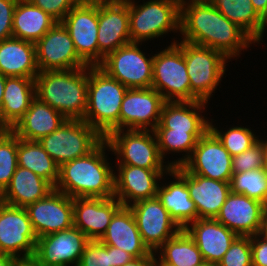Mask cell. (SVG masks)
I'll use <instances>...</instances> for the list:
<instances>
[{
  "label": "cell",
  "mask_w": 267,
  "mask_h": 266,
  "mask_svg": "<svg viewBox=\"0 0 267 266\" xmlns=\"http://www.w3.org/2000/svg\"><path fill=\"white\" fill-rule=\"evenodd\" d=\"M134 257L124 250L111 246V259L113 266H123Z\"/></svg>",
  "instance_id": "46"
},
{
  "label": "cell",
  "mask_w": 267,
  "mask_h": 266,
  "mask_svg": "<svg viewBox=\"0 0 267 266\" xmlns=\"http://www.w3.org/2000/svg\"><path fill=\"white\" fill-rule=\"evenodd\" d=\"M37 239L26 209L0 201V254L34 256Z\"/></svg>",
  "instance_id": "11"
},
{
  "label": "cell",
  "mask_w": 267,
  "mask_h": 266,
  "mask_svg": "<svg viewBox=\"0 0 267 266\" xmlns=\"http://www.w3.org/2000/svg\"><path fill=\"white\" fill-rule=\"evenodd\" d=\"M153 132L157 139L160 155L165 162L167 154L173 152L174 154L178 153L180 155L181 153L182 157L173 161H167L171 168L181 167L191 156L197 141L206 133L171 132V129H154Z\"/></svg>",
  "instance_id": "36"
},
{
  "label": "cell",
  "mask_w": 267,
  "mask_h": 266,
  "mask_svg": "<svg viewBox=\"0 0 267 266\" xmlns=\"http://www.w3.org/2000/svg\"><path fill=\"white\" fill-rule=\"evenodd\" d=\"M89 238L78 228L39 237L34 257L41 266H77Z\"/></svg>",
  "instance_id": "17"
},
{
  "label": "cell",
  "mask_w": 267,
  "mask_h": 266,
  "mask_svg": "<svg viewBox=\"0 0 267 266\" xmlns=\"http://www.w3.org/2000/svg\"><path fill=\"white\" fill-rule=\"evenodd\" d=\"M266 27H267V13L262 18L261 40L260 42L257 43V45L260 44L261 41L263 42V37H264V32L266 31Z\"/></svg>",
  "instance_id": "53"
},
{
  "label": "cell",
  "mask_w": 267,
  "mask_h": 266,
  "mask_svg": "<svg viewBox=\"0 0 267 266\" xmlns=\"http://www.w3.org/2000/svg\"><path fill=\"white\" fill-rule=\"evenodd\" d=\"M115 167L117 170H114V197L126 207L157 196L159 183L167 178L166 175L171 170L145 169L132 165Z\"/></svg>",
  "instance_id": "20"
},
{
  "label": "cell",
  "mask_w": 267,
  "mask_h": 266,
  "mask_svg": "<svg viewBox=\"0 0 267 266\" xmlns=\"http://www.w3.org/2000/svg\"><path fill=\"white\" fill-rule=\"evenodd\" d=\"M208 102L165 101L160 122L154 129H171V132H207L210 120L202 115ZM207 106V107H206Z\"/></svg>",
  "instance_id": "25"
},
{
  "label": "cell",
  "mask_w": 267,
  "mask_h": 266,
  "mask_svg": "<svg viewBox=\"0 0 267 266\" xmlns=\"http://www.w3.org/2000/svg\"><path fill=\"white\" fill-rule=\"evenodd\" d=\"M127 89L99 66H88L87 108L83 120L104 138L119 130V114Z\"/></svg>",
  "instance_id": "4"
},
{
  "label": "cell",
  "mask_w": 267,
  "mask_h": 266,
  "mask_svg": "<svg viewBox=\"0 0 267 266\" xmlns=\"http://www.w3.org/2000/svg\"><path fill=\"white\" fill-rule=\"evenodd\" d=\"M77 266H113L111 246L104 245L99 240H90Z\"/></svg>",
  "instance_id": "41"
},
{
  "label": "cell",
  "mask_w": 267,
  "mask_h": 266,
  "mask_svg": "<svg viewBox=\"0 0 267 266\" xmlns=\"http://www.w3.org/2000/svg\"><path fill=\"white\" fill-rule=\"evenodd\" d=\"M105 138L84 120L67 119L39 143L60 166L93 151Z\"/></svg>",
  "instance_id": "9"
},
{
  "label": "cell",
  "mask_w": 267,
  "mask_h": 266,
  "mask_svg": "<svg viewBox=\"0 0 267 266\" xmlns=\"http://www.w3.org/2000/svg\"><path fill=\"white\" fill-rule=\"evenodd\" d=\"M18 0H0V41L13 37V13Z\"/></svg>",
  "instance_id": "44"
},
{
  "label": "cell",
  "mask_w": 267,
  "mask_h": 266,
  "mask_svg": "<svg viewBox=\"0 0 267 266\" xmlns=\"http://www.w3.org/2000/svg\"><path fill=\"white\" fill-rule=\"evenodd\" d=\"M98 66L104 58L131 42L129 0L98 2Z\"/></svg>",
  "instance_id": "16"
},
{
  "label": "cell",
  "mask_w": 267,
  "mask_h": 266,
  "mask_svg": "<svg viewBox=\"0 0 267 266\" xmlns=\"http://www.w3.org/2000/svg\"><path fill=\"white\" fill-rule=\"evenodd\" d=\"M4 130H6V129L0 124V134H1Z\"/></svg>",
  "instance_id": "58"
},
{
  "label": "cell",
  "mask_w": 267,
  "mask_h": 266,
  "mask_svg": "<svg viewBox=\"0 0 267 266\" xmlns=\"http://www.w3.org/2000/svg\"><path fill=\"white\" fill-rule=\"evenodd\" d=\"M167 176L172 177L173 181H166V183L162 181L157 188V197L170 217L181 229H184L189 223L198 219L197 208L190 198L186 182L173 169L167 173Z\"/></svg>",
  "instance_id": "27"
},
{
  "label": "cell",
  "mask_w": 267,
  "mask_h": 266,
  "mask_svg": "<svg viewBox=\"0 0 267 266\" xmlns=\"http://www.w3.org/2000/svg\"><path fill=\"white\" fill-rule=\"evenodd\" d=\"M213 120L210 119L209 129L217 136L232 157L246 151L259 139V136L250 127L233 125L228 129L225 128L226 130L223 131L215 126L216 124L213 123Z\"/></svg>",
  "instance_id": "37"
},
{
  "label": "cell",
  "mask_w": 267,
  "mask_h": 266,
  "mask_svg": "<svg viewBox=\"0 0 267 266\" xmlns=\"http://www.w3.org/2000/svg\"><path fill=\"white\" fill-rule=\"evenodd\" d=\"M191 101L208 102L226 75L228 59L219 51L183 41Z\"/></svg>",
  "instance_id": "6"
},
{
  "label": "cell",
  "mask_w": 267,
  "mask_h": 266,
  "mask_svg": "<svg viewBox=\"0 0 267 266\" xmlns=\"http://www.w3.org/2000/svg\"><path fill=\"white\" fill-rule=\"evenodd\" d=\"M263 165L262 144L258 140L246 151L232 157V172L240 173L261 169Z\"/></svg>",
  "instance_id": "42"
},
{
  "label": "cell",
  "mask_w": 267,
  "mask_h": 266,
  "mask_svg": "<svg viewBox=\"0 0 267 266\" xmlns=\"http://www.w3.org/2000/svg\"><path fill=\"white\" fill-rule=\"evenodd\" d=\"M165 100L153 88L127 89L119 114V130H151L160 122Z\"/></svg>",
  "instance_id": "14"
},
{
  "label": "cell",
  "mask_w": 267,
  "mask_h": 266,
  "mask_svg": "<svg viewBox=\"0 0 267 266\" xmlns=\"http://www.w3.org/2000/svg\"><path fill=\"white\" fill-rule=\"evenodd\" d=\"M154 254V264L197 266L204 262L199 248L184 229L167 240Z\"/></svg>",
  "instance_id": "33"
},
{
  "label": "cell",
  "mask_w": 267,
  "mask_h": 266,
  "mask_svg": "<svg viewBox=\"0 0 267 266\" xmlns=\"http://www.w3.org/2000/svg\"><path fill=\"white\" fill-rule=\"evenodd\" d=\"M66 120L60 112L35 97L11 131L18 138L39 141L58 129Z\"/></svg>",
  "instance_id": "28"
},
{
  "label": "cell",
  "mask_w": 267,
  "mask_h": 266,
  "mask_svg": "<svg viewBox=\"0 0 267 266\" xmlns=\"http://www.w3.org/2000/svg\"><path fill=\"white\" fill-rule=\"evenodd\" d=\"M111 150L104 139L93 151L83 157L59 166L55 189L71 198L114 197V169L109 155Z\"/></svg>",
  "instance_id": "2"
},
{
  "label": "cell",
  "mask_w": 267,
  "mask_h": 266,
  "mask_svg": "<svg viewBox=\"0 0 267 266\" xmlns=\"http://www.w3.org/2000/svg\"><path fill=\"white\" fill-rule=\"evenodd\" d=\"M25 209L38 238L74 226L73 198L55 188Z\"/></svg>",
  "instance_id": "21"
},
{
  "label": "cell",
  "mask_w": 267,
  "mask_h": 266,
  "mask_svg": "<svg viewBox=\"0 0 267 266\" xmlns=\"http://www.w3.org/2000/svg\"><path fill=\"white\" fill-rule=\"evenodd\" d=\"M110 152L114 165H132L145 169H172L160 155L157 139L151 130H117L109 133Z\"/></svg>",
  "instance_id": "8"
},
{
  "label": "cell",
  "mask_w": 267,
  "mask_h": 266,
  "mask_svg": "<svg viewBox=\"0 0 267 266\" xmlns=\"http://www.w3.org/2000/svg\"><path fill=\"white\" fill-rule=\"evenodd\" d=\"M35 97V79L6 77L0 124L11 130L24 116Z\"/></svg>",
  "instance_id": "31"
},
{
  "label": "cell",
  "mask_w": 267,
  "mask_h": 266,
  "mask_svg": "<svg viewBox=\"0 0 267 266\" xmlns=\"http://www.w3.org/2000/svg\"><path fill=\"white\" fill-rule=\"evenodd\" d=\"M18 166L33 171L55 187L59 177V165L43 149L39 141L17 137Z\"/></svg>",
  "instance_id": "34"
},
{
  "label": "cell",
  "mask_w": 267,
  "mask_h": 266,
  "mask_svg": "<svg viewBox=\"0 0 267 266\" xmlns=\"http://www.w3.org/2000/svg\"><path fill=\"white\" fill-rule=\"evenodd\" d=\"M122 206L115 197L73 198L74 227L81 230L89 240H100L112 217Z\"/></svg>",
  "instance_id": "22"
},
{
  "label": "cell",
  "mask_w": 267,
  "mask_h": 266,
  "mask_svg": "<svg viewBox=\"0 0 267 266\" xmlns=\"http://www.w3.org/2000/svg\"><path fill=\"white\" fill-rule=\"evenodd\" d=\"M36 62L40 72L69 70L87 67L78 56L72 38L61 22L54 26L35 43Z\"/></svg>",
  "instance_id": "18"
},
{
  "label": "cell",
  "mask_w": 267,
  "mask_h": 266,
  "mask_svg": "<svg viewBox=\"0 0 267 266\" xmlns=\"http://www.w3.org/2000/svg\"><path fill=\"white\" fill-rule=\"evenodd\" d=\"M141 45L129 43L118 48L109 53L99 67L128 89L151 88L154 54L146 55Z\"/></svg>",
  "instance_id": "10"
},
{
  "label": "cell",
  "mask_w": 267,
  "mask_h": 266,
  "mask_svg": "<svg viewBox=\"0 0 267 266\" xmlns=\"http://www.w3.org/2000/svg\"><path fill=\"white\" fill-rule=\"evenodd\" d=\"M222 15L242 29L257 45L261 40L262 17L251 0H212Z\"/></svg>",
  "instance_id": "35"
},
{
  "label": "cell",
  "mask_w": 267,
  "mask_h": 266,
  "mask_svg": "<svg viewBox=\"0 0 267 266\" xmlns=\"http://www.w3.org/2000/svg\"><path fill=\"white\" fill-rule=\"evenodd\" d=\"M88 66L39 72L35 95L66 119L83 120L87 108Z\"/></svg>",
  "instance_id": "3"
},
{
  "label": "cell",
  "mask_w": 267,
  "mask_h": 266,
  "mask_svg": "<svg viewBox=\"0 0 267 266\" xmlns=\"http://www.w3.org/2000/svg\"><path fill=\"white\" fill-rule=\"evenodd\" d=\"M256 12L263 18L267 13V0H251Z\"/></svg>",
  "instance_id": "49"
},
{
  "label": "cell",
  "mask_w": 267,
  "mask_h": 266,
  "mask_svg": "<svg viewBox=\"0 0 267 266\" xmlns=\"http://www.w3.org/2000/svg\"><path fill=\"white\" fill-rule=\"evenodd\" d=\"M78 2L86 3H97V2H110V1H119V0H77Z\"/></svg>",
  "instance_id": "55"
},
{
  "label": "cell",
  "mask_w": 267,
  "mask_h": 266,
  "mask_svg": "<svg viewBox=\"0 0 267 266\" xmlns=\"http://www.w3.org/2000/svg\"><path fill=\"white\" fill-rule=\"evenodd\" d=\"M184 230L194 240L203 260L218 264L237 235L215 218L197 219Z\"/></svg>",
  "instance_id": "24"
},
{
  "label": "cell",
  "mask_w": 267,
  "mask_h": 266,
  "mask_svg": "<svg viewBox=\"0 0 267 266\" xmlns=\"http://www.w3.org/2000/svg\"><path fill=\"white\" fill-rule=\"evenodd\" d=\"M185 42L221 52L230 61L256 43L210 2L180 7V35Z\"/></svg>",
  "instance_id": "1"
},
{
  "label": "cell",
  "mask_w": 267,
  "mask_h": 266,
  "mask_svg": "<svg viewBox=\"0 0 267 266\" xmlns=\"http://www.w3.org/2000/svg\"><path fill=\"white\" fill-rule=\"evenodd\" d=\"M252 266H267V236L262 232L251 236Z\"/></svg>",
  "instance_id": "45"
},
{
  "label": "cell",
  "mask_w": 267,
  "mask_h": 266,
  "mask_svg": "<svg viewBox=\"0 0 267 266\" xmlns=\"http://www.w3.org/2000/svg\"><path fill=\"white\" fill-rule=\"evenodd\" d=\"M197 266H218V265L215 263H210V262L204 261L203 263H201L200 265H197Z\"/></svg>",
  "instance_id": "56"
},
{
  "label": "cell",
  "mask_w": 267,
  "mask_h": 266,
  "mask_svg": "<svg viewBox=\"0 0 267 266\" xmlns=\"http://www.w3.org/2000/svg\"><path fill=\"white\" fill-rule=\"evenodd\" d=\"M99 241L104 245L120 248L134 258L150 257L153 254L143 243L134 215L126 206H122L114 214Z\"/></svg>",
  "instance_id": "26"
},
{
  "label": "cell",
  "mask_w": 267,
  "mask_h": 266,
  "mask_svg": "<svg viewBox=\"0 0 267 266\" xmlns=\"http://www.w3.org/2000/svg\"><path fill=\"white\" fill-rule=\"evenodd\" d=\"M57 21L29 0H18L13 13L14 38L36 43Z\"/></svg>",
  "instance_id": "32"
},
{
  "label": "cell",
  "mask_w": 267,
  "mask_h": 266,
  "mask_svg": "<svg viewBox=\"0 0 267 266\" xmlns=\"http://www.w3.org/2000/svg\"><path fill=\"white\" fill-rule=\"evenodd\" d=\"M231 191L261 201L267 206V172L261 168L232 174Z\"/></svg>",
  "instance_id": "38"
},
{
  "label": "cell",
  "mask_w": 267,
  "mask_h": 266,
  "mask_svg": "<svg viewBox=\"0 0 267 266\" xmlns=\"http://www.w3.org/2000/svg\"><path fill=\"white\" fill-rule=\"evenodd\" d=\"M185 182L190 198L195 202L198 219L216 218L231 192L230 182L217 181L172 168Z\"/></svg>",
  "instance_id": "23"
},
{
  "label": "cell",
  "mask_w": 267,
  "mask_h": 266,
  "mask_svg": "<svg viewBox=\"0 0 267 266\" xmlns=\"http://www.w3.org/2000/svg\"><path fill=\"white\" fill-rule=\"evenodd\" d=\"M212 0H180L179 1V6H183L189 3H201V2H211Z\"/></svg>",
  "instance_id": "54"
},
{
  "label": "cell",
  "mask_w": 267,
  "mask_h": 266,
  "mask_svg": "<svg viewBox=\"0 0 267 266\" xmlns=\"http://www.w3.org/2000/svg\"><path fill=\"white\" fill-rule=\"evenodd\" d=\"M5 81H6V76L0 73V110L2 108V101L4 97Z\"/></svg>",
  "instance_id": "52"
},
{
  "label": "cell",
  "mask_w": 267,
  "mask_h": 266,
  "mask_svg": "<svg viewBox=\"0 0 267 266\" xmlns=\"http://www.w3.org/2000/svg\"><path fill=\"white\" fill-rule=\"evenodd\" d=\"M61 23L68 30L78 56L88 66H98V2H78Z\"/></svg>",
  "instance_id": "15"
},
{
  "label": "cell",
  "mask_w": 267,
  "mask_h": 266,
  "mask_svg": "<svg viewBox=\"0 0 267 266\" xmlns=\"http://www.w3.org/2000/svg\"><path fill=\"white\" fill-rule=\"evenodd\" d=\"M136 1V2H135ZM129 0L132 43H146L172 33L180 34V6L171 0ZM146 1V2H145Z\"/></svg>",
  "instance_id": "5"
},
{
  "label": "cell",
  "mask_w": 267,
  "mask_h": 266,
  "mask_svg": "<svg viewBox=\"0 0 267 266\" xmlns=\"http://www.w3.org/2000/svg\"><path fill=\"white\" fill-rule=\"evenodd\" d=\"M175 39L173 37L169 46L154 54L151 88L158 91L165 101H191L183 40Z\"/></svg>",
  "instance_id": "7"
},
{
  "label": "cell",
  "mask_w": 267,
  "mask_h": 266,
  "mask_svg": "<svg viewBox=\"0 0 267 266\" xmlns=\"http://www.w3.org/2000/svg\"><path fill=\"white\" fill-rule=\"evenodd\" d=\"M218 266H252L251 237L237 236Z\"/></svg>",
  "instance_id": "40"
},
{
  "label": "cell",
  "mask_w": 267,
  "mask_h": 266,
  "mask_svg": "<svg viewBox=\"0 0 267 266\" xmlns=\"http://www.w3.org/2000/svg\"><path fill=\"white\" fill-rule=\"evenodd\" d=\"M17 166V136L6 129L0 134V195L10 184Z\"/></svg>",
  "instance_id": "39"
},
{
  "label": "cell",
  "mask_w": 267,
  "mask_h": 266,
  "mask_svg": "<svg viewBox=\"0 0 267 266\" xmlns=\"http://www.w3.org/2000/svg\"><path fill=\"white\" fill-rule=\"evenodd\" d=\"M154 266H170V265H166V264H154Z\"/></svg>",
  "instance_id": "59"
},
{
  "label": "cell",
  "mask_w": 267,
  "mask_h": 266,
  "mask_svg": "<svg viewBox=\"0 0 267 266\" xmlns=\"http://www.w3.org/2000/svg\"><path fill=\"white\" fill-rule=\"evenodd\" d=\"M14 260L13 256L0 254V266H13Z\"/></svg>",
  "instance_id": "50"
},
{
  "label": "cell",
  "mask_w": 267,
  "mask_h": 266,
  "mask_svg": "<svg viewBox=\"0 0 267 266\" xmlns=\"http://www.w3.org/2000/svg\"><path fill=\"white\" fill-rule=\"evenodd\" d=\"M36 7L61 22L67 13L78 3L77 0H29Z\"/></svg>",
  "instance_id": "43"
},
{
  "label": "cell",
  "mask_w": 267,
  "mask_h": 266,
  "mask_svg": "<svg viewBox=\"0 0 267 266\" xmlns=\"http://www.w3.org/2000/svg\"><path fill=\"white\" fill-rule=\"evenodd\" d=\"M263 233L267 236V217H266V220H265V225H264V228H263Z\"/></svg>",
  "instance_id": "57"
},
{
  "label": "cell",
  "mask_w": 267,
  "mask_h": 266,
  "mask_svg": "<svg viewBox=\"0 0 267 266\" xmlns=\"http://www.w3.org/2000/svg\"><path fill=\"white\" fill-rule=\"evenodd\" d=\"M39 72L34 43L14 37L0 41L2 75L35 79Z\"/></svg>",
  "instance_id": "29"
},
{
  "label": "cell",
  "mask_w": 267,
  "mask_h": 266,
  "mask_svg": "<svg viewBox=\"0 0 267 266\" xmlns=\"http://www.w3.org/2000/svg\"><path fill=\"white\" fill-rule=\"evenodd\" d=\"M54 187L29 169L17 166L10 184L0 195L5 204L26 208L49 194Z\"/></svg>",
  "instance_id": "30"
},
{
  "label": "cell",
  "mask_w": 267,
  "mask_h": 266,
  "mask_svg": "<svg viewBox=\"0 0 267 266\" xmlns=\"http://www.w3.org/2000/svg\"><path fill=\"white\" fill-rule=\"evenodd\" d=\"M128 207L134 215L143 243L153 253L181 230L157 196Z\"/></svg>",
  "instance_id": "12"
},
{
  "label": "cell",
  "mask_w": 267,
  "mask_h": 266,
  "mask_svg": "<svg viewBox=\"0 0 267 266\" xmlns=\"http://www.w3.org/2000/svg\"><path fill=\"white\" fill-rule=\"evenodd\" d=\"M181 167L188 173L224 182H231L233 174L232 156L210 129L197 141Z\"/></svg>",
  "instance_id": "13"
},
{
  "label": "cell",
  "mask_w": 267,
  "mask_h": 266,
  "mask_svg": "<svg viewBox=\"0 0 267 266\" xmlns=\"http://www.w3.org/2000/svg\"><path fill=\"white\" fill-rule=\"evenodd\" d=\"M155 254L153 253L150 257H138L133 258L123 266H154Z\"/></svg>",
  "instance_id": "47"
},
{
  "label": "cell",
  "mask_w": 267,
  "mask_h": 266,
  "mask_svg": "<svg viewBox=\"0 0 267 266\" xmlns=\"http://www.w3.org/2000/svg\"><path fill=\"white\" fill-rule=\"evenodd\" d=\"M13 266H41L34 256L15 258Z\"/></svg>",
  "instance_id": "48"
},
{
  "label": "cell",
  "mask_w": 267,
  "mask_h": 266,
  "mask_svg": "<svg viewBox=\"0 0 267 266\" xmlns=\"http://www.w3.org/2000/svg\"><path fill=\"white\" fill-rule=\"evenodd\" d=\"M262 144V150H263V165L262 168L267 172V139H258Z\"/></svg>",
  "instance_id": "51"
},
{
  "label": "cell",
  "mask_w": 267,
  "mask_h": 266,
  "mask_svg": "<svg viewBox=\"0 0 267 266\" xmlns=\"http://www.w3.org/2000/svg\"><path fill=\"white\" fill-rule=\"evenodd\" d=\"M266 217L261 201L231 191L215 219L237 236L251 237L263 232Z\"/></svg>",
  "instance_id": "19"
}]
</instances>
